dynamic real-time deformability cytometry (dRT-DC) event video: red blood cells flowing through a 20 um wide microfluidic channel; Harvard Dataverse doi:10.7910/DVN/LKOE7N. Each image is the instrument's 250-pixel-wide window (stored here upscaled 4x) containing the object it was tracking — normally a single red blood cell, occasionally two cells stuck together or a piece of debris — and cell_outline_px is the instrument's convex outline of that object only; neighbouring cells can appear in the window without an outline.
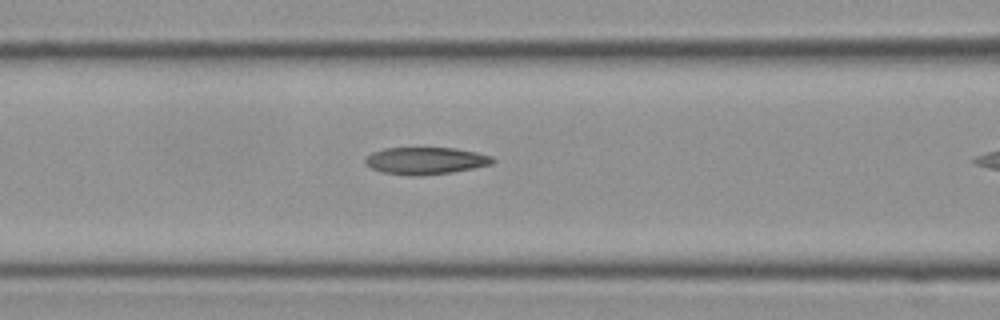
{"species": "Egyptian fruit bat (a non-hibernating species)", "species_latin": "Rousettus aegyptiacus", "temperature_condition": "cold", "stored_images_in_passage": 13, "camera_frame_rate_fps": 3000, "um_per_image_px": 0.085, "frame": {"image": 1, "passage_image": 8, "time_ms": 2.333, "image_size_px": [1000, 320], "cell_outline_px": [[496, 160], [492, 164], [452, 172], [420, 176], [408, 176], [380, 172], [364, 164], [364, 160], [372, 152], [384, 148], [456, 148], [476, 152], [492, 156]], "centroid_in_image_um": [36.15, 13.67], "position_along_channel_um": 130.4, "area_um2": 20.29}}
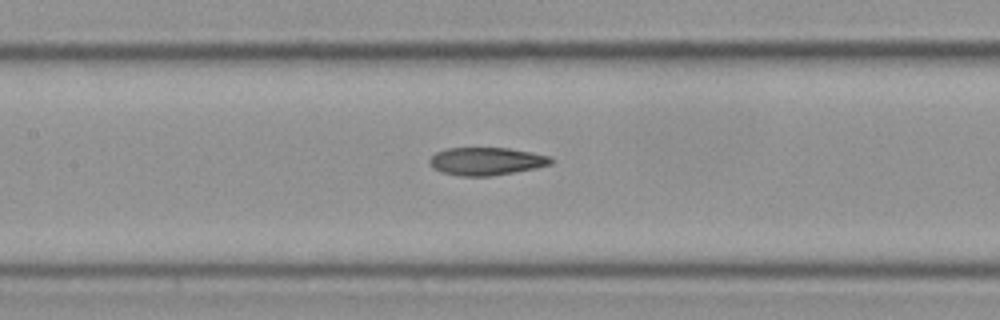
{"frame": {"image": 2, "passage_image": 11, "time_ms": 3.333, "image_size_px": [1000, 320], "cell_outline_px": [[552, 164], [536, 168], [488, 176], [460, 176], [440, 172], [432, 168], [428, 160], [436, 152], [448, 148], [508, 148], [532, 152], [552, 156]], "centroid_in_image_um": [41.33, 13.7], "position_along_channel_um": 166.1, "area_um2": 19.71}}